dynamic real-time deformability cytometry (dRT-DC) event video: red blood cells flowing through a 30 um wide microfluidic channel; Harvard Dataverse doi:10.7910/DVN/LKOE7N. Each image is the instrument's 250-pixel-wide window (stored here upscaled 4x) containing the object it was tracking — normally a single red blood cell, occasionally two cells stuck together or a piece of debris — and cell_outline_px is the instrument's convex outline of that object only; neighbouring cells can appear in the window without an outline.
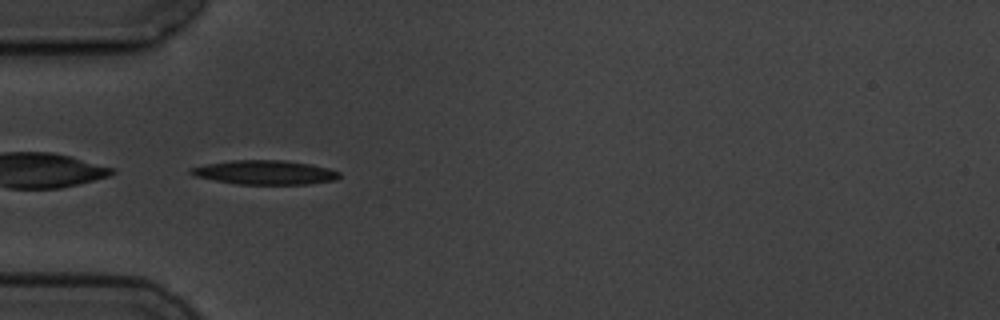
{"species": "common noctule bat (a hibernating species)", "species_latin": "Nyctalus noctula", "temperature_condition": "cold", "stored_images_in_passage": 12, "camera_frame_rate_fps": 3000, "um_per_image_px": 0.085, "animal": {"sex": "male", "body_mass_g": 19.5, "forearm_length_mm": 54.6}, "frame": {"image": 1, "passage_image": 2, "time_ms": 1.0, "image_size_px": [1000, 320], "cell_outline_px": [[340, 176], [336, 180], [308, 184], [236, 184], [196, 176], [188, 172], [188, 168], [204, 164], [232, 160], [284, 160], [312, 164], [328, 168], [340, 172]], "centroid_in_image_um": [22.52, 14.65], "position_along_channel_um": 62.5, "area_um2": 20.98}}
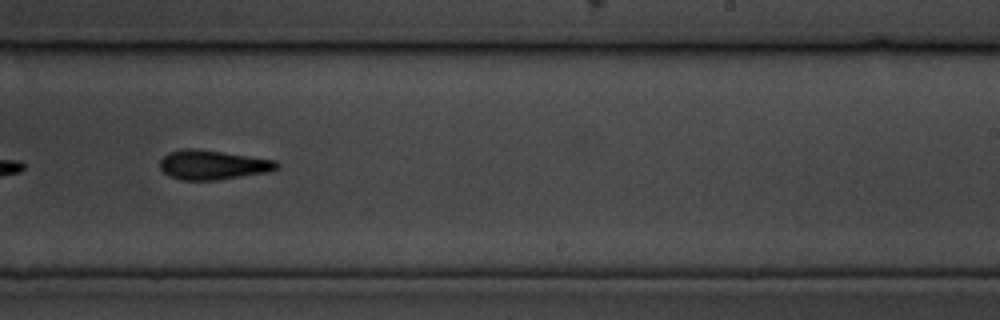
{"frame": {"image": 2, "passage_image": 7, "time_ms": 7.0, "image_size_px": [1000, 320], "cell_outline_px": [[280, 168], [268, 172], [216, 180], [180, 180], [168, 176], [160, 168], [160, 160], [168, 152], [180, 148], [192, 148], [276, 160], [280, 164]], "centroid_in_image_um": [18.07, 14.02], "position_along_channel_um": 270.9, "area_um2": 20.06}}
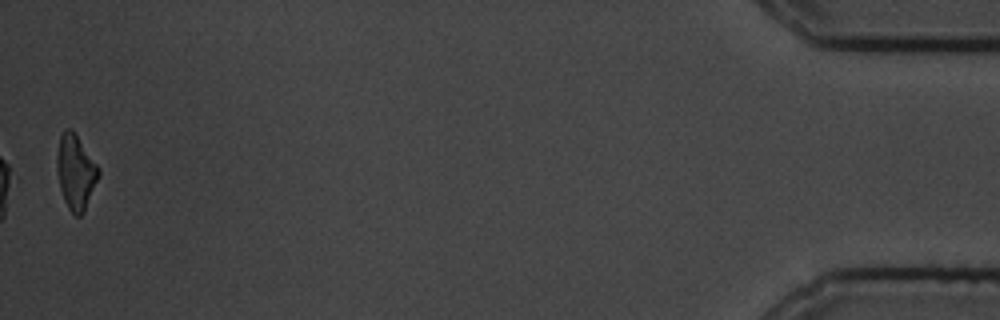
{"frame": {"image": 3, "passage_image": 12, "time_ms": 14.0, "image_size_px": [1000, 320], "cell_outline_px": [[100, 172], [84, 212], [80, 216], [76, 216], [68, 208], [64, 200], [60, 188], [56, 172], [56, 156], [60, 136], [64, 128], [72, 128], [100, 168]], "centroid_in_image_um": [6.41, 14.59], "position_along_channel_um": 428.8, "area_um2": 18.21}, "authors_computed_cell_mechanics": {"area_um2": 19.941, "velocity_mm_per_s": 3.5201, "shape_relaxation_time_tau1_ms": 9.0135, "shape_relaxation_time_tau2_ms": 3.3003, "deformation_change_tau1": 0.2123, "deformation_change_tau2": 0.1175}}